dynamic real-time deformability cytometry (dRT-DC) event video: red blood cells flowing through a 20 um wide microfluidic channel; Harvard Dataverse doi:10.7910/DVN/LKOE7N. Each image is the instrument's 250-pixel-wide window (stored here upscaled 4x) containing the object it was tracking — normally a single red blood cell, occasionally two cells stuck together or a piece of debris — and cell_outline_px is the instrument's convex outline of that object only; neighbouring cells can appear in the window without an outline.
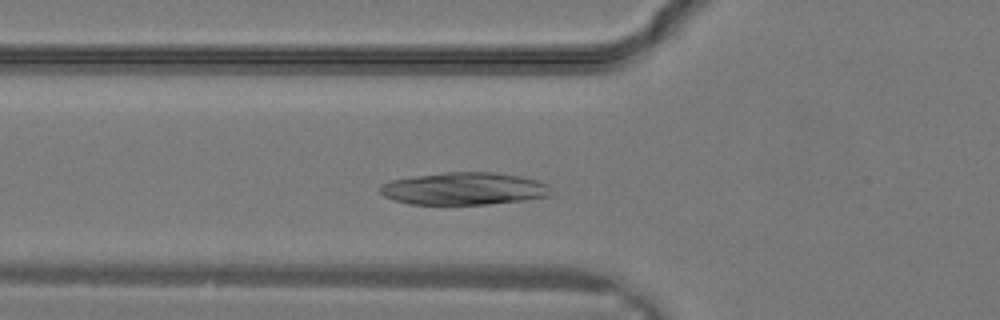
{"species": "common noctule bat (a hibernating species)", "species_latin": "Nyctalus noctula", "temperature_condition": "warm", "stored_images_in_passage": 15, "camera_frame_rate_fps": 3000, "um_per_image_px": 0.085, "animal": {"sex": "male", "body_mass_g": 19.2, "forearm_length_mm": 51.8}, "frame": {"image": 1, "passage_image": 5, "time_ms": 1.333, "image_size_px": [1000, 320], "cell_outline_px": [[556, 192], [552, 196], [524, 200], [488, 204], [408, 204], [384, 196], [380, 192], [380, 184], [392, 180], [416, 176], [448, 172], [496, 172], [524, 176], [548, 184]], "centroid_in_image_um": [39.54, 16.03], "position_along_channel_um": 86.3, "area_um2": 32.6}}
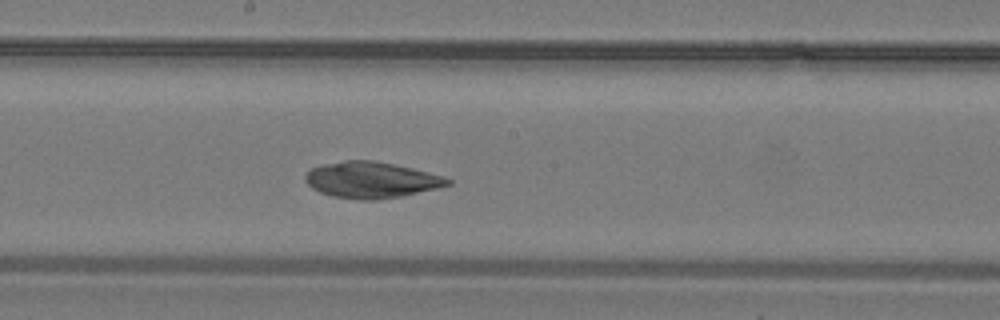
{"frame": {"image": 2, "passage_image": 11, "time_ms": 3.333, "image_size_px": [1000, 320], "cell_outline_px": [[452, 184], [404, 196], [376, 200], [360, 200], [332, 196], [320, 192], [312, 188], [304, 180], [304, 176], [312, 168], [324, 164], [344, 160], [376, 160], [412, 168], [444, 176], [452, 180]], "centroid_in_image_um": [31.57, 15.29], "position_along_channel_um": 216.6, "area_um2": 30.11}}
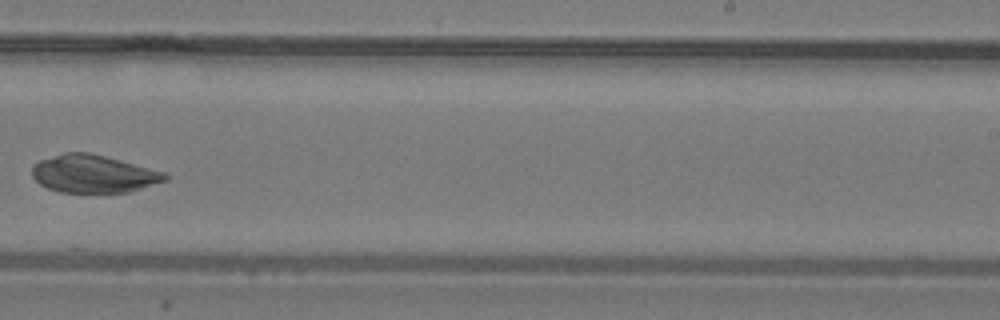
{"frame": {"image": 3, "passage_image": 14, "time_ms": 4.333, "image_size_px": [1000, 320], "cell_outline_px": [[168, 180], [132, 192], [60, 192], [48, 188], [40, 184], [32, 176], [32, 164], [40, 160], [64, 152], [88, 152], [104, 156], [164, 172], [168, 176]], "centroid_in_image_um": [7.93, 14.78], "position_along_channel_um": 281.1, "area_um2": 29.19}}